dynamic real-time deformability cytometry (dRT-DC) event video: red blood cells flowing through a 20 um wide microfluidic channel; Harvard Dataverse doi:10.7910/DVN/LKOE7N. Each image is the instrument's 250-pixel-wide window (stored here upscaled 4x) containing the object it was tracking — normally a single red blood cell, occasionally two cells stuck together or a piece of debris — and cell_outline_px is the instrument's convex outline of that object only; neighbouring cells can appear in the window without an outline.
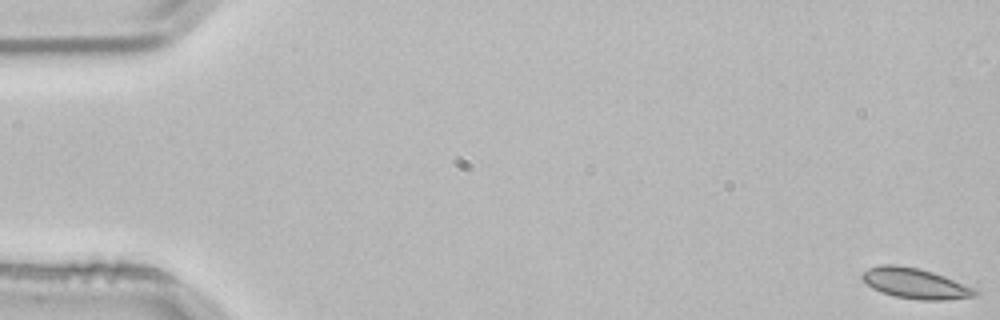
{"species": "common noctule bat (a hibernating species)", "species_latin": "Nyctalus noctula", "temperature_condition": "room temperature", "stored_images_in_passage": 55, "camera_frame_rate_fps": 3000, "um_per_image_px": 0.085, "animal": {"sex": "male", "body_mass_g": 21.5, "forearm_length_mm": 52.0}, "frame": {"image": 1, "passage_image": 1, "time_ms": 0.0, "image_size_px": [1000, 320], "cell_outline_px": [[980, 292], [976, 296], [944, 300], [920, 300], [896, 296], [880, 292], [872, 288], [860, 276], [868, 268], [880, 264], [896, 264], [920, 268], [944, 276], [976, 288]], "centroid_in_image_um": [77.81, 24.08], "position_along_channel_um": 7.2, "area_um2": 20.11}}
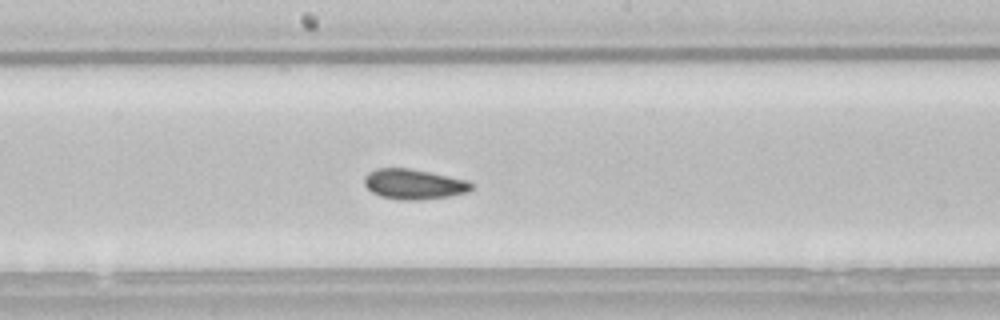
{"frame": {"image": 2, "passage_image": 29, "time_ms": 9.333, "image_size_px": [1000, 320], "cell_outline_px": [[476, 188], [468, 192], [448, 196], [420, 200], [400, 200], [380, 196], [372, 192], [364, 184], [364, 176], [368, 172], [376, 168], [408, 168], [428, 172], [464, 180], [472, 184]], "centroid_in_image_um": [35.14, 15.66], "position_along_channel_um": 213.1, "area_um2": 18.73}}
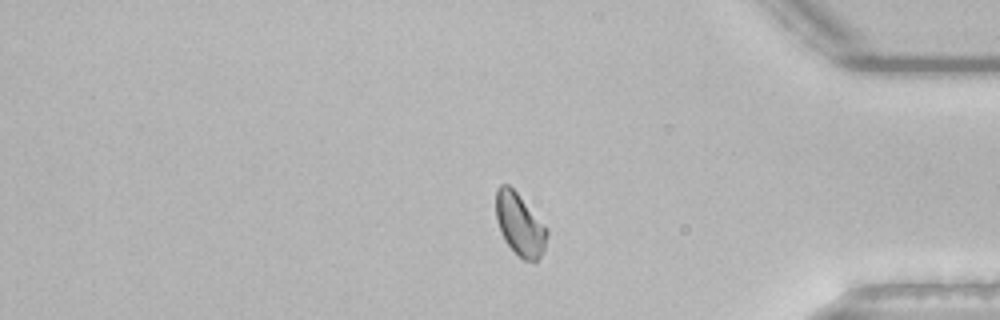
{"frame": {"image": 3, "passage_image": 45, "time_ms": 14.667, "image_size_px": [1000, 320], "cell_outline_px": [[548, 232], [544, 248], [540, 256], [536, 260], [524, 260], [504, 240], [500, 232], [496, 220], [496, 188], [500, 184], [508, 184], [516, 192], [548, 228]], "centroid_in_image_um": [44.16, 19.05], "position_along_channel_um": 391.0, "area_um2": 18.26}}